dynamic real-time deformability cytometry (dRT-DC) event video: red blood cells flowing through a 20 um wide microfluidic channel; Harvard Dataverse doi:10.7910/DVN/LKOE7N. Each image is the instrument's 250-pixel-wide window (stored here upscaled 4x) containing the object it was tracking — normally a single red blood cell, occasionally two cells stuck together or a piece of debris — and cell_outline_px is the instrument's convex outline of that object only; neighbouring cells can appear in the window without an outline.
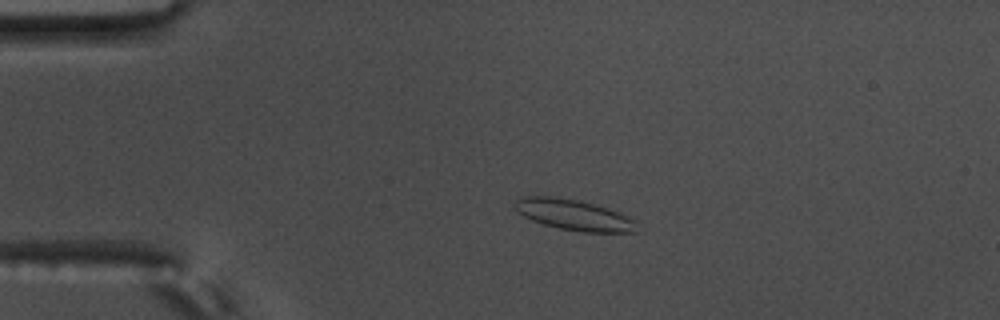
{"species": "common noctule bat (a hibernating species)", "species_latin": "Nyctalus noctula", "temperature_condition": "warm", "stored_images_in_passage": 59, "camera_frame_rate_fps": 3000, "um_per_image_px": 0.085, "animal": {"sex": "male", "body_mass_g": 17.5, "forearm_length_mm": 52.3}, "frame": {"image": 1, "passage_image": 14, "time_ms": 4.333, "image_size_px": [1000, 320], "cell_outline_px": [[636, 232], [580, 232], [560, 228], [544, 224], [532, 220], [524, 216], [512, 208], [512, 204], [520, 196], [552, 196], [580, 200], [596, 204], [620, 212], [636, 220]], "centroid_in_image_um": [48.75, 18.25], "position_along_channel_um": 36.2, "area_um2": 22.14}}
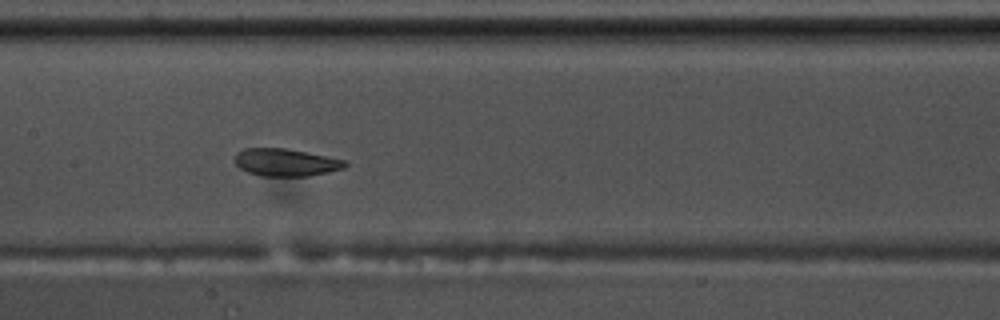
{"frame": {"image": 2, "passage_image": 30, "time_ms": 9.667, "image_size_px": [1000, 320], "cell_outline_px": [[348, 164], [344, 168], [328, 172], [308, 176], [260, 176], [248, 172], [240, 168], [236, 164], [236, 152], [244, 148], [284, 148], [344, 160]], "centroid_in_image_um": [24.26, 13.81], "position_along_channel_um": 183.1, "area_um2": 17.46}}
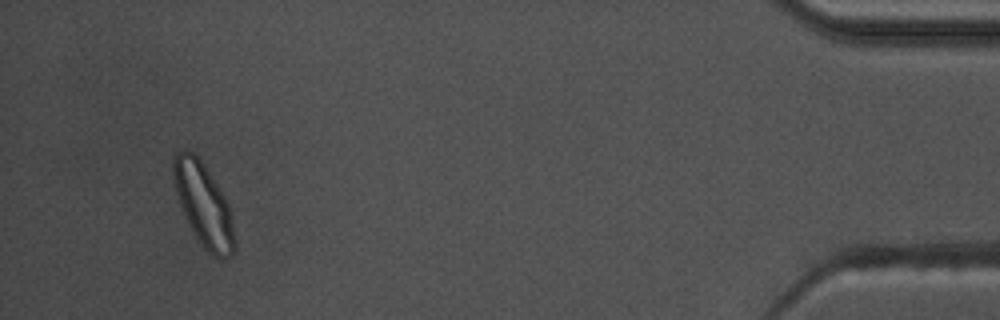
{"frame": {"image": 3, "passage_image": 56, "time_ms": 18.333, "image_size_px": [1000, 320], "cell_outline_px": [[236, 252], [232, 256], [220, 260], [212, 256], [196, 240], [188, 224], [180, 204], [176, 192], [172, 176], [172, 156], [176, 152], [184, 148], [192, 152], [204, 164], [224, 196], [228, 204], [236, 240]], "centroid_in_image_um": [17.3, 17.44], "position_along_channel_um": 417.9, "area_um2": 30.0}, "authors_computed_cell_mechanics": {"area_um2": 21.2704, "velocity_mm_per_s": 3.5342, "shape_relaxation_time_tau1_ms": 9.1673, "shape_relaxation_time_tau2_ms": 1.5952, "deformation_change_tau1": 0.1545, "deformation_change_tau2": 0.0725}}